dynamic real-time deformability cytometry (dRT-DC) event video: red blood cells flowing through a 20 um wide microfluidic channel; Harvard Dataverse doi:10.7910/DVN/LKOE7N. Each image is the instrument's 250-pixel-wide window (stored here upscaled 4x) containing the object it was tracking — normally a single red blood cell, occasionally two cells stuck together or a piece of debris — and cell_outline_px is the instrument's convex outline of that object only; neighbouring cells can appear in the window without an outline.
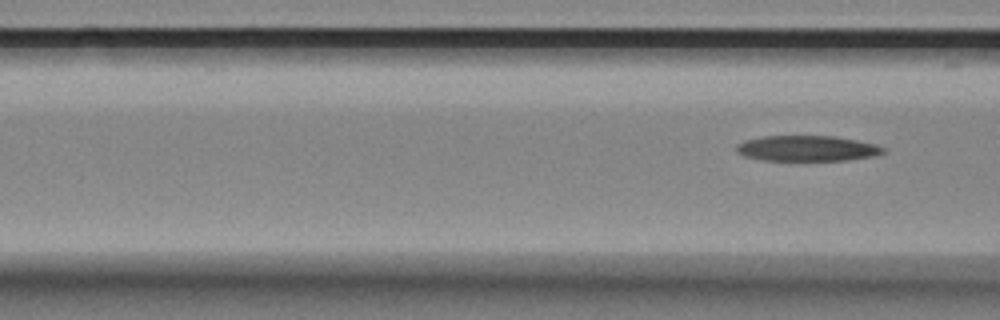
{"species": "Egyptian fruit bat (a non-hibernating species)", "species_latin": "Rousettus aegyptiacus", "temperature_condition": "room temperature", "stored_images_in_passage": 6, "segment_of_instrument_passage": [2, 2], "camera_frame_rate_fps": 3000, "um_per_image_px": 0.085, "animal": {"sex": "female"}, "frame": {"image": 1, "passage_image": 6, "time_ms": 5.667, "image_size_px": [1000, 320], "cell_outline_px": [[884, 152], [872, 156], [844, 160], [764, 160], [744, 156], [736, 152], [736, 144], [744, 140], [764, 136], [832, 136], [856, 140], [876, 144], [884, 148]], "centroid_in_image_um": [68.55, 12.61], "position_along_channel_um": 98.1, "area_um2": 21.68}}